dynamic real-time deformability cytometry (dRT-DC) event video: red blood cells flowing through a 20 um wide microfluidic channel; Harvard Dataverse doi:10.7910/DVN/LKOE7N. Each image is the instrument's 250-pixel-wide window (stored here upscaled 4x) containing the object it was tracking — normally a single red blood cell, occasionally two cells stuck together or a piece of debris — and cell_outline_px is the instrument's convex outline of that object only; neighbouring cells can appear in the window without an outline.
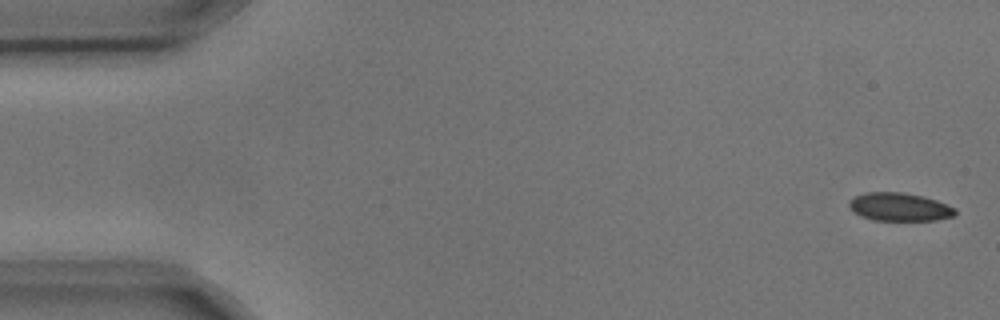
{"species": "common noctule bat (a hibernating species)", "species_latin": "Nyctalus noctula", "temperature_condition": "cold", "stored_images_in_passage": 9, "camera_frame_rate_fps": 3000, "um_per_image_px": 0.085, "animal": {"sex": "male", "body_mass_g": 17.9, "forearm_length_mm": 54.2}, "frame": {"image": 1, "passage_image": 1, "time_ms": 0.0, "image_size_px": [1000, 320], "cell_outline_px": [[956, 216], [936, 220], [872, 220], [860, 216], [848, 204], [848, 200], [864, 192], [900, 192], [924, 196], [936, 200], [956, 208]], "centroid_in_image_um": [76.48, 17.59], "position_along_channel_um": 8.5, "area_um2": 17.46}}
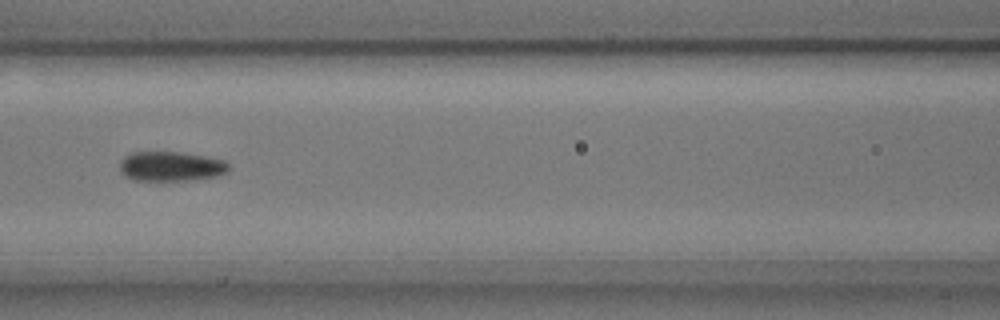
{"frame": {"image": 2, "passage_image": 7, "time_ms": 2.0, "image_size_px": [1000, 320], "cell_outline_px": [[232, 168], [228, 172], [216, 176], [188, 180], [132, 180], [124, 176], [120, 172], [120, 160], [124, 156], [132, 152], [180, 152], [204, 156], [224, 160]], "centroid_in_image_um": [14.51, 14.14], "position_along_channel_um": 152.1, "area_um2": 18.96}}
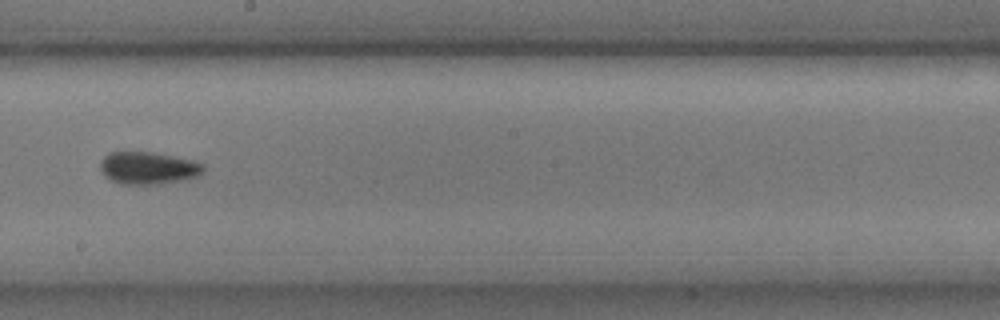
{"frame": {"image": 3, "passage_image": 9, "time_ms": 2.667, "image_size_px": [1000, 320], "cell_outline_px": [[204, 172], [200, 176], [180, 180], [156, 184], [120, 184], [104, 176], [100, 168], [100, 160], [108, 152], [152, 152], [192, 160], [204, 164]], "centroid_in_image_um": [12.58, 14.28], "position_along_channel_um": 235.6, "area_um2": 19.48}}